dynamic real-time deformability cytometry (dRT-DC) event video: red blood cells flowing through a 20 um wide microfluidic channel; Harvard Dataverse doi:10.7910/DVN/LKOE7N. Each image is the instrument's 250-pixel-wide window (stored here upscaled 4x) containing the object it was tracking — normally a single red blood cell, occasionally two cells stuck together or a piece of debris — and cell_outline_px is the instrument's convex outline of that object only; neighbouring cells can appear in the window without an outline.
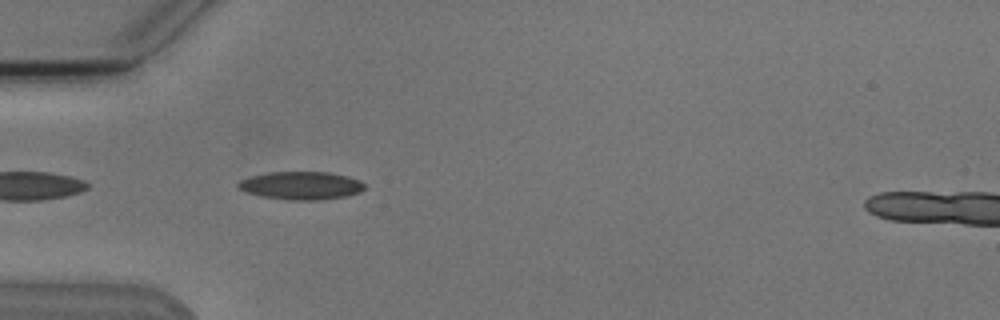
{"species": "Egyptian fruit bat (a non-hibernating species)", "species_latin": "Rousettus aegyptiacus", "temperature_condition": "cold", "stored_images_in_passage": 5, "camera_frame_rate_fps": 3000, "um_per_image_px": 0.085, "animal": {"sex": "male"}, "frame": {"image": 1, "passage_image": 4, "time_ms": 3.333, "image_size_px": [1000, 320], "cell_outline_px": [[364, 188], [360, 192], [344, 196], [320, 200], [288, 200], [260, 196], [244, 192], [236, 184], [240, 180], [252, 176], [268, 172], [328, 172], [348, 176], [360, 180], [364, 184]], "centroid_in_image_um": [25.58, 15.77], "position_along_channel_um": 59.4, "area_um2": 20.63}}